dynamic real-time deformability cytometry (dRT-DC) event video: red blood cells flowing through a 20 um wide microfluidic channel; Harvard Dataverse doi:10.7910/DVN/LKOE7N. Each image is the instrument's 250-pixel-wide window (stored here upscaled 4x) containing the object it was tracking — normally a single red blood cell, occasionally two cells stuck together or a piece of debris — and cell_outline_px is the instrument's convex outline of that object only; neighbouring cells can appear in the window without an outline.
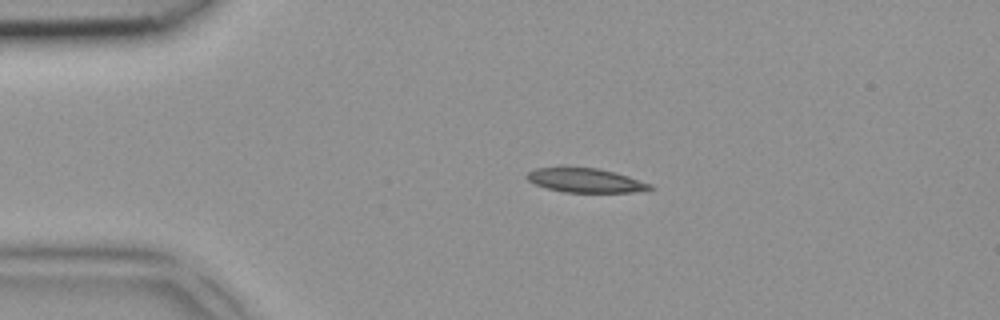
{"species": "common noctule bat (a hibernating species)", "species_latin": "Nyctalus noctula", "temperature_condition": "room temperature", "stored_images_in_passage": 3, "camera_frame_rate_fps": 3000, "um_per_image_px": 0.085, "animal": {"sex": "female", "body_mass_g": 18.4}, "frame": {"image": 1, "passage_image": 3, "time_ms": 0.667, "image_size_px": [1000, 320], "cell_outline_px": [[656, 188], [632, 192], [564, 192], [548, 188], [536, 184], [528, 180], [524, 176], [528, 172], [536, 168], [596, 168], [628, 176], [652, 184]], "centroid_in_image_um": [49.78, 15.34], "position_along_channel_um": 35.2, "area_um2": 16.99}}